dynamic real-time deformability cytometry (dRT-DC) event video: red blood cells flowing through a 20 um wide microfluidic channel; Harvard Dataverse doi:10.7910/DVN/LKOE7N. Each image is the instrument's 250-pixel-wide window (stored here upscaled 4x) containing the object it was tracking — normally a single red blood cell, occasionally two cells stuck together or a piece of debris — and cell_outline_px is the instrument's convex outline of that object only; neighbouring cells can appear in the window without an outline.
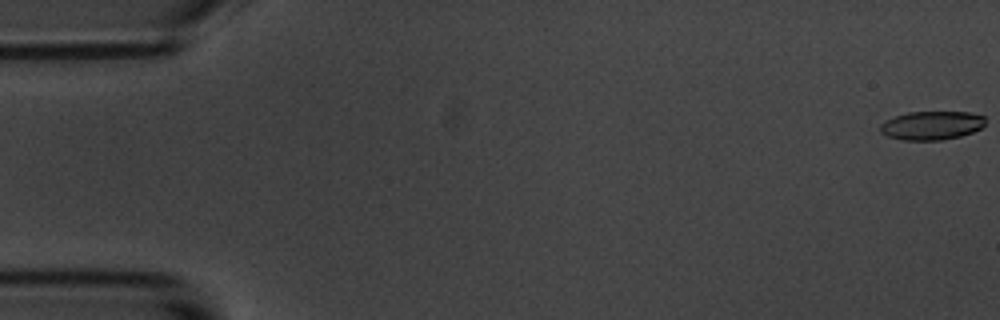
{"species": "common noctule bat (a hibernating species)", "species_latin": "Nyctalus noctula", "temperature_condition": "room temperature", "stored_images_in_passage": 17, "camera_frame_rate_fps": 3000, "um_per_image_px": 0.085, "animal": {"sex": "male", "body_mass_g": 20.1, "forearm_length_mm": 53.5}, "frame": {"image": 1, "passage_image": 1, "time_ms": 0.0, "image_size_px": [1000, 320], "cell_outline_px": [[984, 124], [980, 128], [972, 132], [960, 136], [940, 140], [900, 140], [888, 136], [880, 132], [880, 124], [884, 120], [908, 112], [968, 112], [984, 116]], "centroid_in_image_um": [79.15, 10.66], "position_along_channel_um": 5.9, "area_um2": 17.51}}
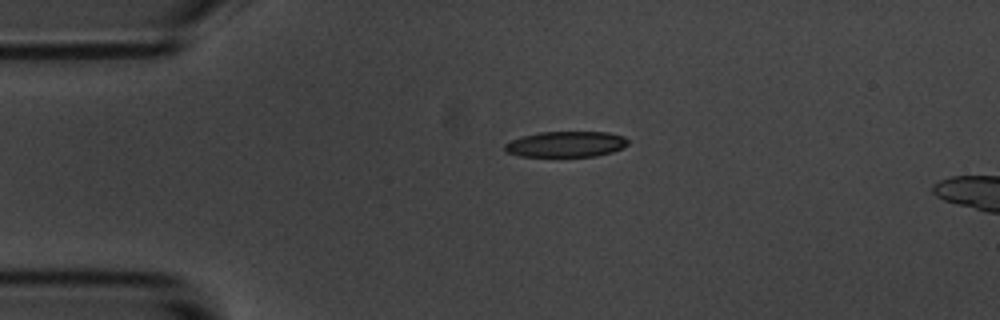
{"frame": {"image": 2, "passage_image": 13, "time_ms": 4.0, "image_size_px": [1000, 320], "cell_outline_px": [[628, 144], [624, 148], [612, 152], [596, 156], [520, 156], [504, 152], [504, 144], [512, 140], [524, 136], [540, 132], [608, 132], [624, 136], [628, 140]], "centroid_in_image_um": [48.13, 12.26], "position_along_channel_um": 36.9, "area_um2": 18.5}}